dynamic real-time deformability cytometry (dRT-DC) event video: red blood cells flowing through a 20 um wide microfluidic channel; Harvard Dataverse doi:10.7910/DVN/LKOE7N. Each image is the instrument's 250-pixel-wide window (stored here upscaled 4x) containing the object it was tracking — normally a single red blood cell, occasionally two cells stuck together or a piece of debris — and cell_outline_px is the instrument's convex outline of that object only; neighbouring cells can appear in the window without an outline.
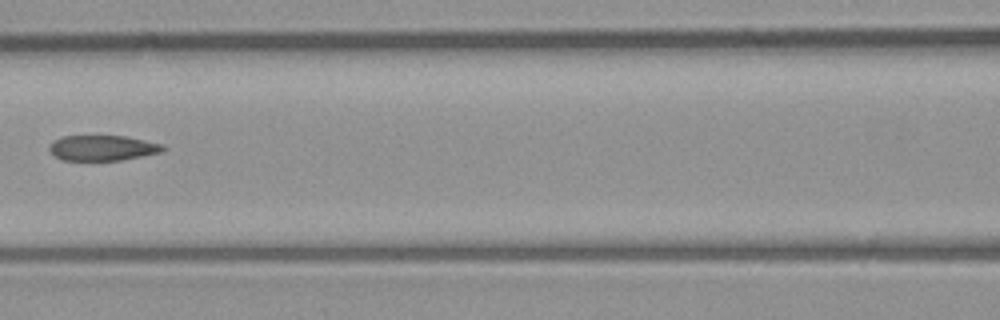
{"species": "common noctule bat (a hibernating species)", "species_latin": "Nyctalus noctula", "temperature_condition": "room temperature", "stored_images_in_passage": 7, "camera_frame_rate_fps": 3000, "um_per_image_px": 0.085, "animal": {"sex": "male", "body_mass_g": 23.1, "forearm_length_mm": 52.7}, "frame": {"image": 1, "passage_image": 7, "time_ms": 8.0, "image_size_px": [1000, 320], "cell_outline_px": [[168, 148], [160, 152], [120, 160], [60, 160], [48, 148], [56, 140], [64, 136], [124, 136], [164, 144]], "centroid_in_image_um": [8.76, 12.57], "position_along_channel_um": 157.8, "area_um2": 16.53}}